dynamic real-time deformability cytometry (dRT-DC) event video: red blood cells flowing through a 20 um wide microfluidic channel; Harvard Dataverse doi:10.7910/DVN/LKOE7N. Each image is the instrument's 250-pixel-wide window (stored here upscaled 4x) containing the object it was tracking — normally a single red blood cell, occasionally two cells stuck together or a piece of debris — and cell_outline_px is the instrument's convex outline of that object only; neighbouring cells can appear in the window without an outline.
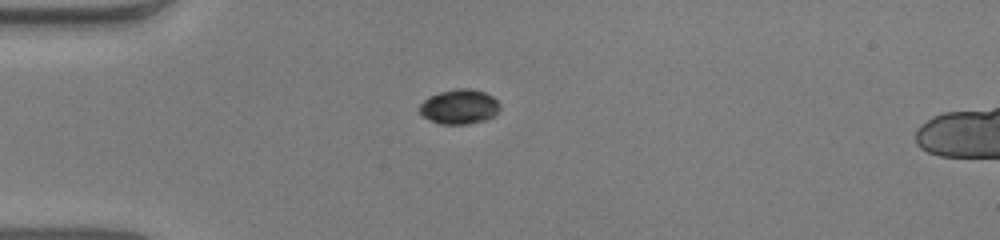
{"species": "human", "species_latin": "Homo sapiens", "temperature_condition": "warm", "stored_images_in_passage": 53, "camera_frame_rate_fps": 3000, "um_per_image_px": 0.085, "donor": {"sex": "male"}, "frame": {"image": 1, "passage_image": 16, "time_ms": 5.0, "image_size_px": [1000, 240], "cell_outline_px": [[500, 108], [488, 120], [468, 124], [440, 124], [424, 116], [416, 108], [428, 96], [440, 92], [456, 88], [472, 88], [484, 92], [492, 96], [500, 104]], "centroid_in_image_um": [39.04, 9.06], "position_along_channel_um": 46.0, "area_um2": 16.36}}
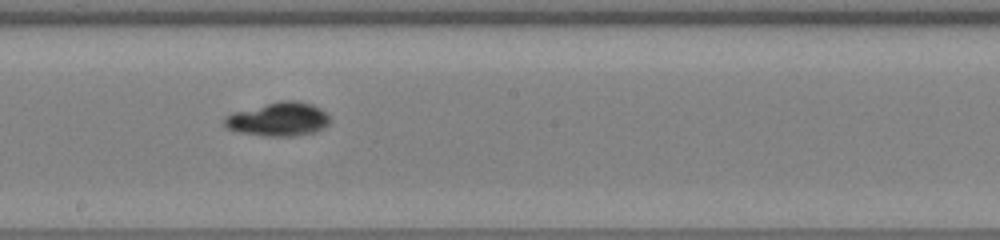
{"frame": {"image": 2, "passage_image": 31, "time_ms": 10.0, "image_size_px": [1000, 240], "cell_outline_px": [[328, 124], [316, 132], [292, 136], [264, 136], [240, 132], [224, 128], [224, 120], [232, 112], [280, 100], [296, 100], [312, 104], [320, 108], [328, 116]], "centroid_in_image_um": [23.65, 10.13], "position_along_channel_um": 224.6, "area_um2": 20.69}}
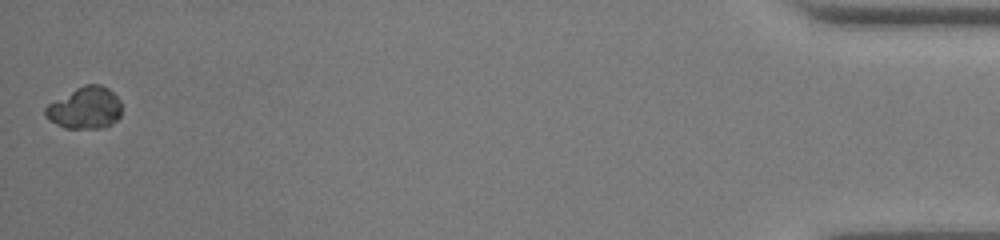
{"frame": {"image": 3, "passage_image": 53, "time_ms": 17.333, "image_size_px": [1000, 240], "cell_outline_px": [[120, 116], [112, 124], [104, 128], [64, 128], [48, 120], [44, 116], [44, 108], [48, 104], [76, 88], [84, 84], [100, 84], [108, 88], [120, 100]], "centroid_in_image_um": [7.21, 9.18], "position_along_channel_um": 428.0, "area_um2": 18.67}}